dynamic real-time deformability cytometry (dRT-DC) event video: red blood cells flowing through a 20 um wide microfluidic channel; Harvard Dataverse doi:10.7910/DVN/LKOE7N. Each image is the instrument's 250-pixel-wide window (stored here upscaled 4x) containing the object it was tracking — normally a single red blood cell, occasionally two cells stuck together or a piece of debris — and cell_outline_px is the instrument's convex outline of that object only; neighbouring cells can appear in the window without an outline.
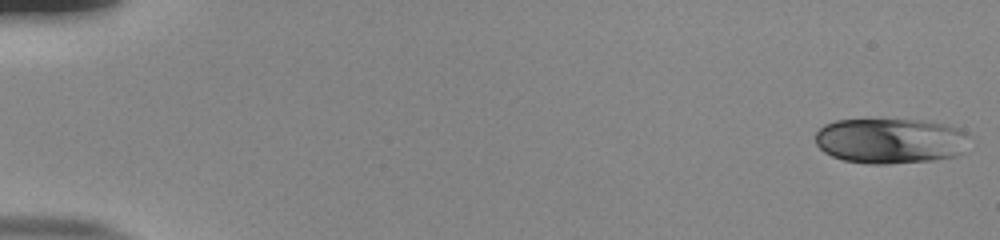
{"species": "human", "species_latin": "Homo sapiens", "temperature_condition": "room temperature", "stored_images_in_passage": 53, "camera_frame_rate_fps": 3000, "um_per_image_px": 0.085, "donor": {"sex": "male"}, "frame": {"image": 1, "passage_image": 1, "time_ms": 0.0, "image_size_px": [1000, 240], "cell_outline_px": [[968, 136], [964, 152], [956, 156], [932, 160], [888, 164], [868, 164], [844, 160], [832, 156], [824, 152], [816, 144], [816, 132], [824, 124], [836, 120], [924, 120], [948, 124], [960, 128]], "centroid_in_image_um": [75.69, 11.97], "position_along_channel_um": 9.3, "area_um2": 40.92}}
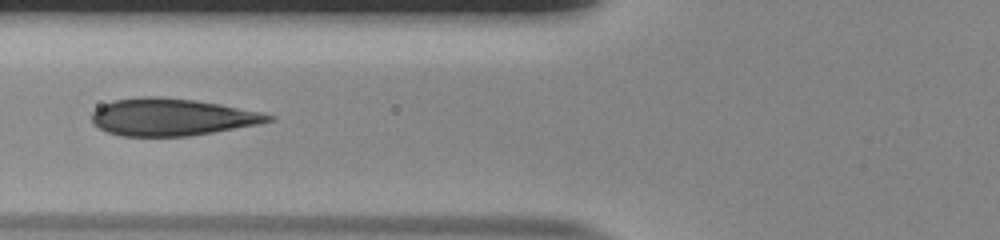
{"frame": {"image": 2, "passage_image": 22, "time_ms": 7.0, "image_size_px": [1000, 240], "cell_outline_px": [[276, 120], [260, 124], [188, 136], [120, 136], [108, 132], [92, 124], [92, 112], [96, 108], [112, 100], [140, 96], [160, 96], [196, 100], [220, 104], [260, 112], [276, 116]], "centroid_in_image_um": [14.59, 9.94], "position_along_channel_um": 111.2, "area_um2": 38.49}}
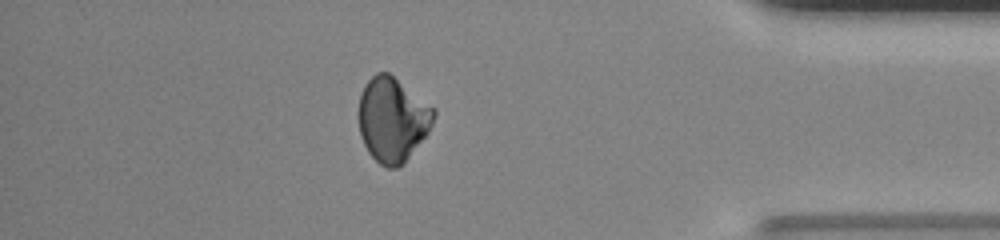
{"frame": {"image": 3, "passage_image": 47, "time_ms": 15.333, "image_size_px": [1000, 240], "cell_outline_px": [[436, 112], [432, 124], [428, 132], [404, 164], [396, 168], [388, 168], [380, 164], [368, 152], [360, 136], [360, 96], [364, 84], [376, 72], [388, 72], [436, 108]], "centroid_in_image_um": [33.38, 10.16], "position_along_channel_um": 401.8, "area_um2": 36.88}, "authors_computed_cell_mechanics": {"area_um2": 37.9746, "velocity_mm_per_s": 3.8484, "shape_relaxation_time_tau1_ms": 6.6367, "shape_relaxation_time_tau2_ms": 1.5532, "deformation_change_tau1": 0.1545, "deformation_change_tau2": 0.0499}}